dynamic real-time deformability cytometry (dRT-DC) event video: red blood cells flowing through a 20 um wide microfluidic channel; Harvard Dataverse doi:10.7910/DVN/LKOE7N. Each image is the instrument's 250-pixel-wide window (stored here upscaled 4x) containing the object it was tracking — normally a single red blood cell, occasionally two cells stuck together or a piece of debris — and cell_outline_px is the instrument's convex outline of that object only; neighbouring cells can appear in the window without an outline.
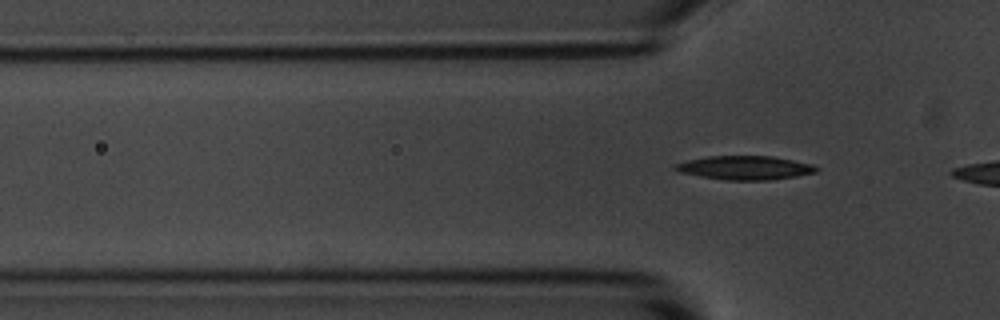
{"species": "common noctule bat (a hibernating species)", "species_latin": "Nyctalus noctula", "temperature_condition": "room temperature", "stored_images_in_passage": 6, "camera_frame_rate_fps": 3000, "um_per_image_px": 0.085, "animal": {"sex": "male", "body_mass_g": 20.1, "forearm_length_mm": 53.5}, "frame": {"image": 1, "passage_image": 4, "time_ms": 4.0, "image_size_px": [1000, 320], "cell_outline_px": [[820, 168], [816, 172], [796, 176], [772, 180], [724, 180], [700, 176], [680, 172], [672, 168], [672, 164], [688, 160], [708, 156], [772, 156], [812, 164]], "centroid_in_image_um": [63.3, 14.26], "position_along_channel_um": 62.5, "area_um2": 19.65}}